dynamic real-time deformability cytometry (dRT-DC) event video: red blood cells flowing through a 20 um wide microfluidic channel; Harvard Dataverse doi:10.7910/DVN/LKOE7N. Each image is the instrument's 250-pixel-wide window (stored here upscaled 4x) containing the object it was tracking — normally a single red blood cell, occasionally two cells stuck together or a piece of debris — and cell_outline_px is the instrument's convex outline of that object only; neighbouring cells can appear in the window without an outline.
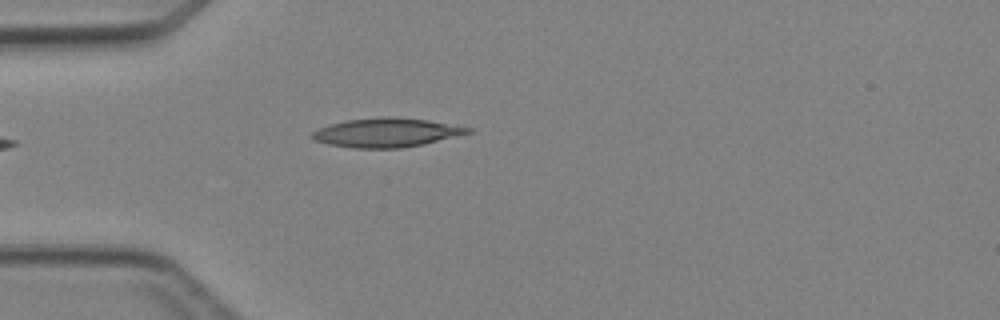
{"species": "Egyptian fruit bat (a non-hibernating species)", "species_latin": "Rousettus aegyptiacus", "temperature_condition": "cold", "stored_images_in_passage": 3, "camera_frame_rate_fps": 3000, "um_per_image_px": 0.085, "animal": {"sex": "female"}, "frame": {"image": 1, "passage_image": 3, "time_ms": 2.333, "image_size_px": [1000, 320], "cell_outline_px": [[476, 132], [424, 144], [400, 148], [352, 148], [328, 144], [316, 140], [312, 136], [312, 132], [320, 128], [332, 124], [348, 120], [384, 116], [392, 116], [428, 120], [472, 128]], "centroid_in_image_um": [32.93, 11.27], "position_along_channel_um": 52.1, "area_um2": 26.3}}